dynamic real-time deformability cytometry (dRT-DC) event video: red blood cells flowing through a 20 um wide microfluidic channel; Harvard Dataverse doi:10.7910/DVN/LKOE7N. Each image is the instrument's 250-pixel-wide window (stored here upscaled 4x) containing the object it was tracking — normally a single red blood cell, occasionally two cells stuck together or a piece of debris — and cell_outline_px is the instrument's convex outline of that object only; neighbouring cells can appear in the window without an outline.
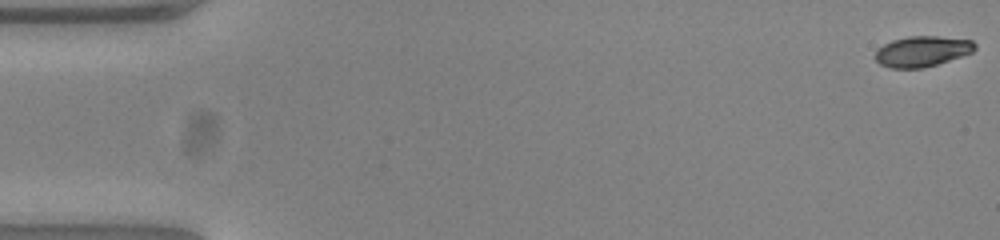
{"species": "common noctule bat (a hibernating species)", "species_latin": "Nyctalus noctula", "temperature_condition": "warm", "stored_images_in_passage": 54, "camera_frame_rate_fps": 3000, "um_per_image_px": 0.085, "animal": {"sex": "female", "body_mass_g": 23.0, "forearm_length_mm": 53.4}, "frame": {"image": 1, "passage_image": 1, "time_ms": 0.0, "image_size_px": [1000, 240], "cell_outline_px": [[976, 48], [972, 52], [924, 68], [892, 68], [880, 64], [876, 60], [876, 52], [884, 44], [892, 40], [908, 36], [936, 36], [972, 40], [976, 44]], "centroid_in_image_um": [78.39, 4.35], "position_along_channel_um": 6.6, "area_um2": 17.51}}
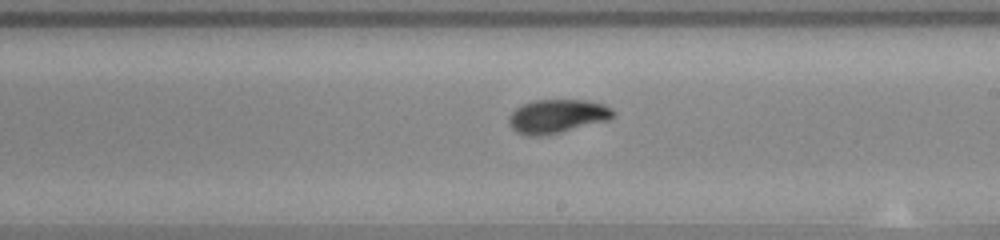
{"frame": {"image": 2, "passage_image": 31, "time_ms": 10.0, "image_size_px": [1000, 240], "cell_outline_px": [[616, 112], [608, 120], [560, 132], [540, 136], [528, 136], [516, 132], [508, 124], [508, 116], [516, 108], [532, 100], [588, 100], [604, 104], [612, 108]], "centroid_in_image_um": [47.34, 9.87], "position_along_channel_um": 241.7, "area_um2": 20.52}}
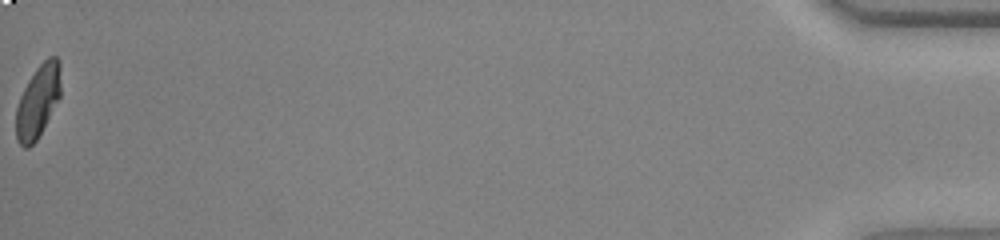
{"frame": {"image": 3, "passage_image": 54, "time_ms": 17.667, "image_size_px": [1000, 240], "cell_outline_px": [[60, 96], [36, 140], [28, 148], [24, 148], [16, 140], [16, 108], [20, 96], [28, 80], [36, 68], [48, 56], [56, 56], [60, 60]], "centroid_in_image_um": [3.21, 8.58], "position_along_channel_um": 432.0, "area_um2": 18.79}, "authors_computed_cell_mechanics": {"area_um2": 19.5942, "velocity_mm_per_s": 3.8521, "shape_relaxation_time_tau1_ms": 4.639, "shape_relaxation_time_tau2_ms": 1.7699, "deformation_change_tau1": 0.1891, "deformation_change_tau2": 0.0586}}